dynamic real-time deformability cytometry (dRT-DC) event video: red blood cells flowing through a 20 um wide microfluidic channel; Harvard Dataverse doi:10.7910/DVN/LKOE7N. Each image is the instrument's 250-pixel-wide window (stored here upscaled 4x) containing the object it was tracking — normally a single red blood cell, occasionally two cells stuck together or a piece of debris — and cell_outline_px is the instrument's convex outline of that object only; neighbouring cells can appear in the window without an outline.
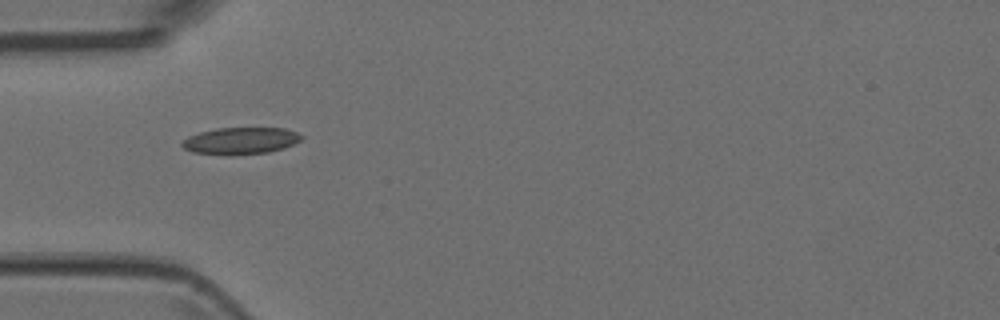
{"species": "Egyptian fruit bat (a non-hibernating species)", "species_latin": "Rousettus aegyptiacus", "temperature_condition": "room temperature", "stored_images_in_passage": 4, "camera_frame_rate_fps": 3000, "um_per_image_px": 0.085, "animal": {"sex": "female"}, "frame": {"image": 1, "passage_image": 1, "time_ms": 0.0, "image_size_px": [1000, 320], "cell_outline_px": [[304, 136], [300, 140], [284, 148], [268, 152], [228, 156], [192, 152], [184, 148], [180, 144], [188, 136], [200, 132], [216, 128], [284, 128], [296, 132]], "centroid_in_image_um": [20.43, 11.97], "position_along_channel_um": 64.6, "area_um2": 18.79}}
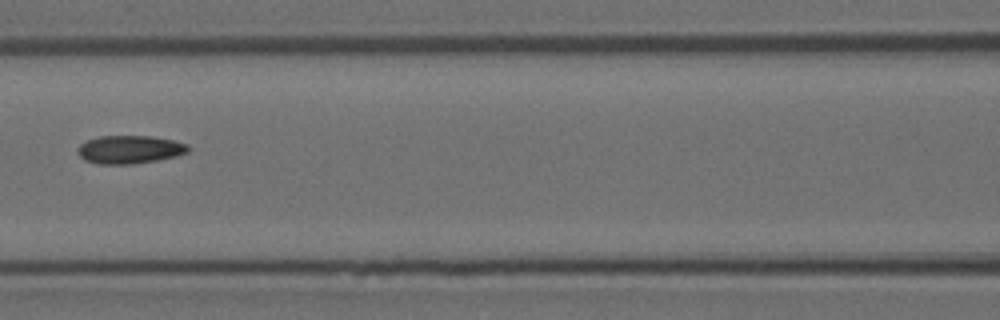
{"frame": {"image": 2, "passage_image": 3, "time_ms": 0.667, "image_size_px": [1000, 320], "cell_outline_px": [[192, 148], [188, 152], [176, 156], [156, 160], [132, 164], [96, 164], [84, 160], [76, 152], [76, 148], [80, 144], [88, 140], [100, 136], [152, 136], [172, 140], [188, 144]], "centroid_in_image_um": [11.01, 12.71], "position_along_channel_um": 155.6, "area_um2": 18.26}}
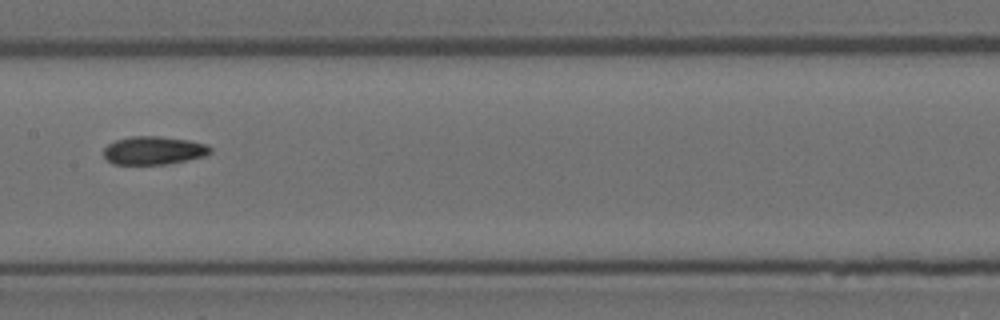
{"frame": {"image": 3, "passage_image": 4, "time_ms": 1.0, "image_size_px": [1000, 320], "cell_outline_px": [[212, 152], [204, 156], [188, 160], [168, 164], [112, 164], [104, 156], [104, 148], [108, 144], [116, 140], [128, 136], [160, 136], [188, 140], [208, 144], [212, 148]], "centroid_in_image_um": [13.08, 12.78], "position_along_channel_um": 194.3, "area_um2": 17.69}}